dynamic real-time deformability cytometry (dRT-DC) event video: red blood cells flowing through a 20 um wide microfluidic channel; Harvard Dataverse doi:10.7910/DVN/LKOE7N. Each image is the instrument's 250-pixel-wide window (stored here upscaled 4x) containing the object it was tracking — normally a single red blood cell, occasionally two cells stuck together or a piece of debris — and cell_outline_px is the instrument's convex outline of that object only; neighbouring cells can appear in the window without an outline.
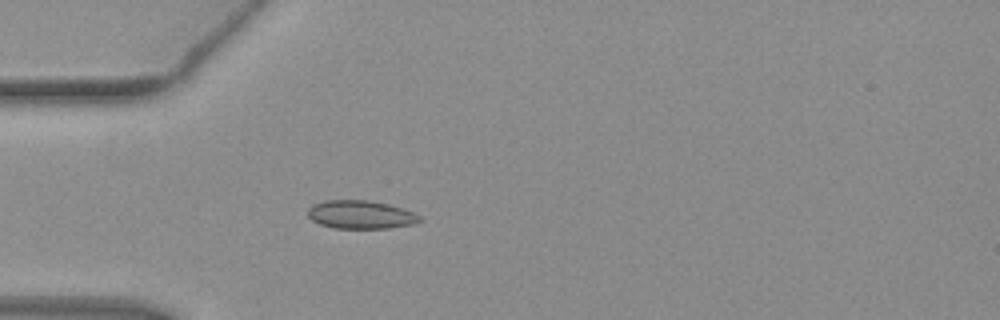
{"species": "common noctule bat (a hibernating species)", "species_latin": "Nyctalus noctula", "temperature_condition": "warm", "stored_images_in_passage": 3, "camera_frame_rate_fps": 3000, "um_per_image_px": 0.085, "animal": {"sex": "female", "body_mass_g": 19.3, "forearm_length_mm": 54.1}, "frame": {"image": 1, "passage_image": 1, "time_ms": 0.0, "image_size_px": [1000, 320], "cell_outline_px": [[424, 220], [416, 224], [388, 228], [336, 228], [320, 224], [312, 220], [308, 216], [308, 208], [312, 204], [324, 200], [368, 200], [388, 204], [412, 212], [420, 216]], "centroid_in_image_um": [30.66, 18.24], "position_along_channel_um": 54.3, "area_um2": 18.5}}